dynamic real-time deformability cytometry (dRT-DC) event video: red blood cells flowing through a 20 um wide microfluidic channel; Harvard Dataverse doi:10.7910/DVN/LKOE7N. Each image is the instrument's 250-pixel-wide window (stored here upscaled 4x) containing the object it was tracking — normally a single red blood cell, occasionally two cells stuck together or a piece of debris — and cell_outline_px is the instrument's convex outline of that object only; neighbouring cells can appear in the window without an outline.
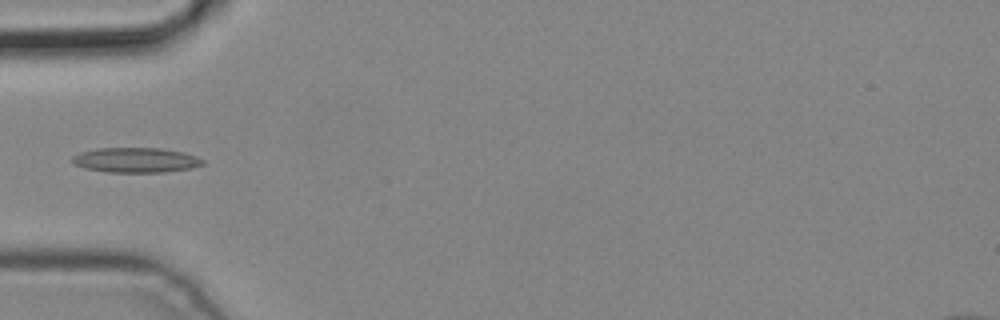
{"species": "common noctule bat (a hibernating species)", "species_latin": "Nyctalus noctula", "temperature_condition": "cold", "stored_images_in_passage": 3, "camera_frame_rate_fps": 3000, "um_per_image_px": 0.085, "animal": {"sex": "male", "body_mass_g": 19.2, "forearm_length_mm": 51.8}, "frame": {"image": 1, "passage_image": 3, "time_ms": 0.667, "image_size_px": [1000, 320], "cell_outline_px": [[204, 164], [192, 168], [164, 172], [104, 172], [84, 168], [72, 164], [72, 156], [80, 152], [96, 148], [160, 148], [184, 152], [196, 156], [204, 160]], "centroid_in_image_um": [11.52, 13.61], "position_along_channel_um": 73.5, "area_um2": 19.13}}